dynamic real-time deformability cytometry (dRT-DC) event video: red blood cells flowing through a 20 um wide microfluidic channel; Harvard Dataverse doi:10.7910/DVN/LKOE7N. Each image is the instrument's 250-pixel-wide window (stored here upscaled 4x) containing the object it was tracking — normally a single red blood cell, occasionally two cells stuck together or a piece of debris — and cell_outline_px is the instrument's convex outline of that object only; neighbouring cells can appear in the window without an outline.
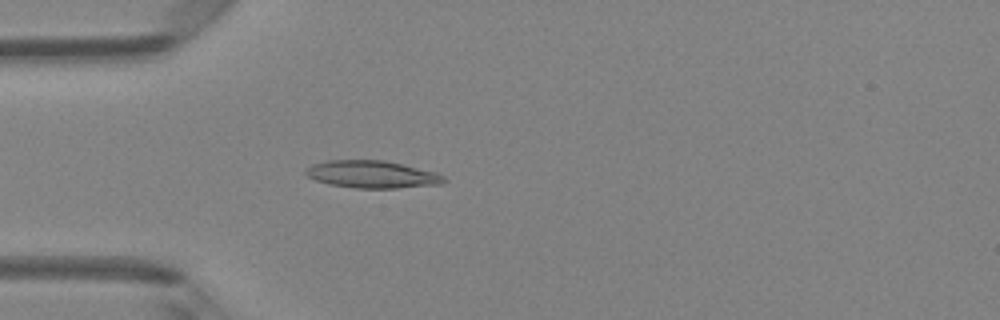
{"species": "Egyptian fruit bat (a non-hibernating species)", "species_latin": "Rousettus aegyptiacus", "temperature_condition": "room temperature", "stored_images_in_passage": 3, "camera_frame_rate_fps": 3000, "um_per_image_px": 0.085, "animal": {"sex": "female"}, "frame": {"image": 1, "passage_image": 3, "time_ms": 0.667, "image_size_px": [1000, 320], "cell_outline_px": [[448, 180], [440, 184], [396, 188], [356, 188], [328, 184], [316, 180], [308, 176], [304, 172], [312, 164], [328, 160], [384, 160], [436, 172], [444, 176]], "centroid_in_image_um": [31.63, 14.82], "position_along_channel_um": 53.4, "area_um2": 21.96}}